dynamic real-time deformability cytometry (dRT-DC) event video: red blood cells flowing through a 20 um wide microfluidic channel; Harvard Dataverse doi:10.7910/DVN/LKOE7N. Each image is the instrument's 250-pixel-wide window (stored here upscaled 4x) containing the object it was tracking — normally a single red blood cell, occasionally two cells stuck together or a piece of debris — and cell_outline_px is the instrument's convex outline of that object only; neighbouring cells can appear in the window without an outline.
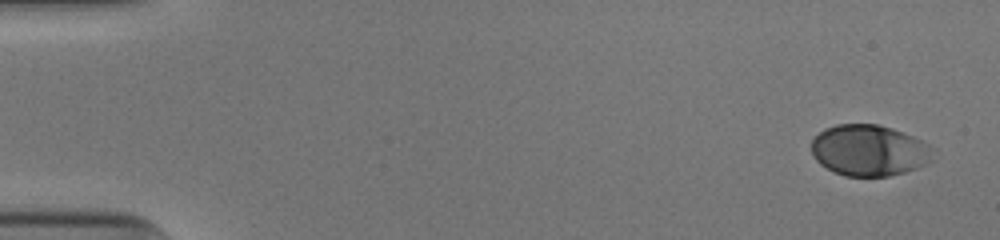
{"species": "human", "species_latin": "Homo sapiens", "temperature_condition": "cold", "stored_images_in_passage": 51, "camera_frame_rate_fps": 3000, "um_per_image_px": 0.085, "donor": {"sex": "male"}, "frame": {"image": 1, "passage_image": 1, "time_ms": 0.0, "image_size_px": [1000, 240], "cell_outline_px": [[936, 148], [932, 160], [928, 164], [904, 172], [888, 176], [844, 176], [832, 172], [820, 164], [816, 160], [812, 152], [812, 140], [824, 128], [836, 124], [876, 124], [892, 128], [912, 136]], "centroid_in_image_um": [73.9, 12.79], "position_along_channel_um": 11.1, "area_um2": 36.53}}
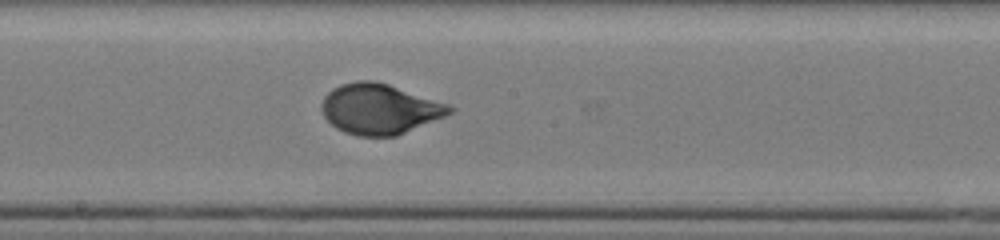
{"frame": {"image": 2, "passage_image": 28, "time_ms": 9.0, "image_size_px": [1000, 240], "cell_outline_px": [[456, 108], [452, 112], [444, 116], [396, 136], [360, 136], [344, 132], [336, 128], [324, 116], [320, 108], [320, 104], [324, 96], [332, 88], [340, 84], [356, 80], [372, 80], [388, 84], [448, 104]], "centroid_in_image_um": [32.22, 9.25], "position_along_channel_um": 216.0, "area_um2": 37.4}}
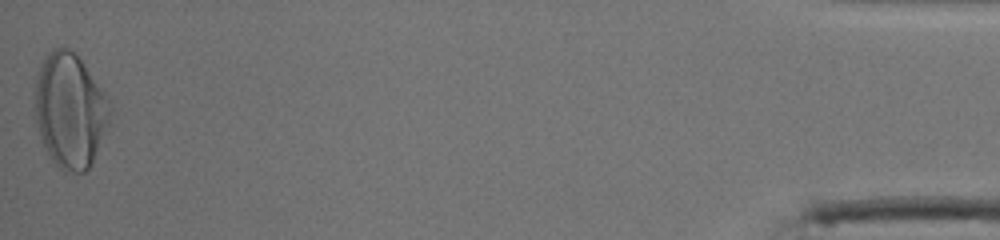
{"frame": {"image": 3, "passage_image": 51, "time_ms": 16.667, "image_size_px": [1000, 240], "cell_outline_px": [[112, 112], [108, 124], [92, 164], [84, 172], [64, 172], [52, 160], [40, 136], [36, 120], [32, 88], [36, 72], [40, 64], [48, 52], [56, 48], [68, 48], [76, 52], [108, 100], [112, 108]], "centroid_in_image_um": [5.91, 9.37], "position_along_channel_um": 429.3, "area_um2": 50.4}, "authors_computed_cell_mechanics": {"area_um2": 36.414, "velocity_mm_per_s": 3.934, "shape_relaxation_time_tau1_ms": 3.4932, "shape_relaxation_time_tau2_ms": null, "deformation_change_tau1": 0.1664, "deformation_change_tau2": null}}